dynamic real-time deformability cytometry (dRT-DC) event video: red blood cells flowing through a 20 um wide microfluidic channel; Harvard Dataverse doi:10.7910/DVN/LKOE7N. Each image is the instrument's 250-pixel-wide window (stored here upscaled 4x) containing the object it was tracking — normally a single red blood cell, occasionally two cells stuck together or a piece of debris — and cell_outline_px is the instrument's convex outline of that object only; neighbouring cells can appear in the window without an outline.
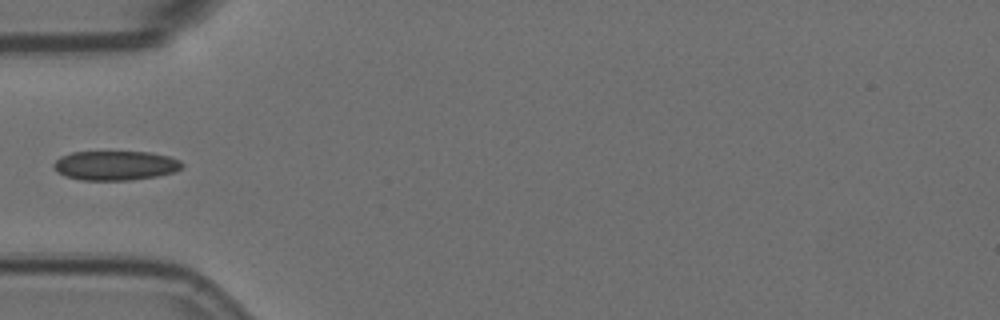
{"species": "Egyptian fruit bat (a non-hibernating species)", "species_latin": "Rousettus aegyptiacus", "temperature_condition": "room temperature", "stored_images_in_passage": 4, "camera_frame_rate_fps": 3000, "um_per_image_px": 0.085, "animal": {"sex": "female"}, "frame": {"image": 1, "passage_image": 3, "time_ms": 0.667, "image_size_px": [1000, 320], "cell_outline_px": [[184, 164], [176, 172], [156, 176], [132, 180], [80, 180], [64, 176], [56, 172], [52, 164], [60, 156], [72, 152], [152, 152], [168, 156], [180, 160]], "centroid_in_image_um": [9.79, 14.07], "position_along_channel_um": 75.2, "area_um2": 22.2}}